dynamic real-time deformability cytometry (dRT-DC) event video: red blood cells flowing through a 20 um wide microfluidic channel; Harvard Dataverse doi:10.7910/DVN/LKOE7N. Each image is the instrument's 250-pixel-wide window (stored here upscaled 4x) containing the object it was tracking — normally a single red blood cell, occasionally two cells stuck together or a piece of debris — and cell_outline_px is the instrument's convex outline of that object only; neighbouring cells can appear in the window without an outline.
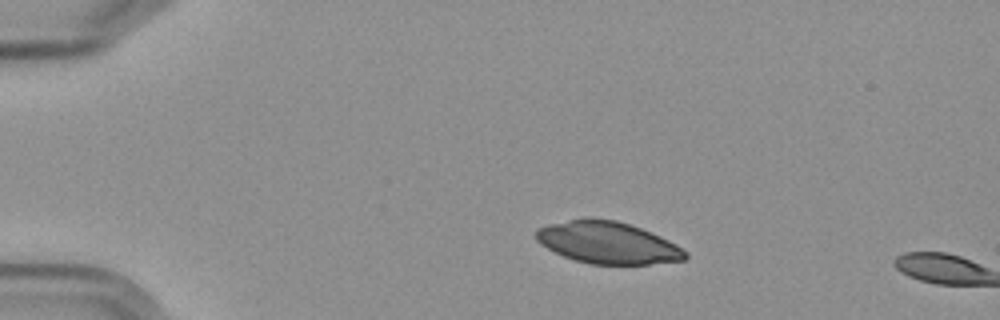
{"species": "Egyptian fruit bat (a non-hibernating species)", "species_latin": "Rousettus aegyptiacus", "temperature_condition": "cold", "stored_images_in_passage": 2, "camera_frame_rate_fps": 3000, "um_per_image_px": 0.085, "frame": {"image": 1, "passage_image": 1, "time_ms": 0.0, "image_size_px": [1000, 320], "cell_outline_px": [[688, 256], [684, 260], [648, 264], [592, 264], [576, 260], [564, 256], [540, 244], [536, 240], [536, 228], [548, 224], [584, 216], [592, 216], [616, 220], [640, 228], [660, 236], [676, 244], [688, 252]], "centroid_in_image_um": [51.63, 20.6], "position_along_channel_um": 33.4, "area_um2": 36.7}}